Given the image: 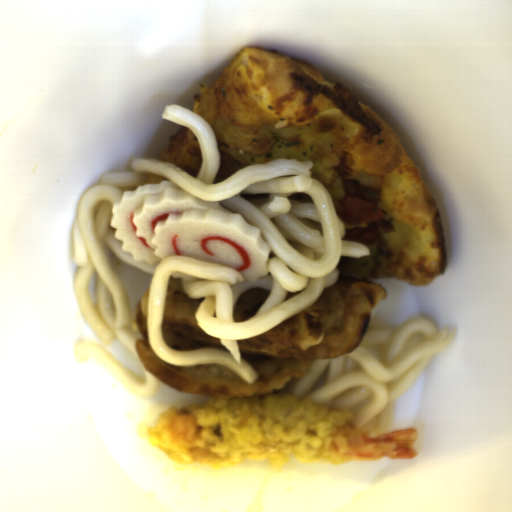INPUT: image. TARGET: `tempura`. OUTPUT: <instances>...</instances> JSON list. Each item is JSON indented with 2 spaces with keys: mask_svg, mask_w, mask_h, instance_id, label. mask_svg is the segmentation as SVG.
<instances>
[{
  "mask_svg": "<svg viewBox=\"0 0 512 512\" xmlns=\"http://www.w3.org/2000/svg\"><path fill=\"white\" fill-rule=\"evenodd\" d=\"M148 442L175 462L213 468L268 460L281 470L290 456L301 462L343 464L382 458L414 459V427L374 433L351 410L326 408L288 393L210 398L161 411Z\"/></svg>",
  "mask_w": 512,
  "mask_h": 512,
  "instance_id": "tempura-1",
  "label": "tempura"
}]
</instances>
